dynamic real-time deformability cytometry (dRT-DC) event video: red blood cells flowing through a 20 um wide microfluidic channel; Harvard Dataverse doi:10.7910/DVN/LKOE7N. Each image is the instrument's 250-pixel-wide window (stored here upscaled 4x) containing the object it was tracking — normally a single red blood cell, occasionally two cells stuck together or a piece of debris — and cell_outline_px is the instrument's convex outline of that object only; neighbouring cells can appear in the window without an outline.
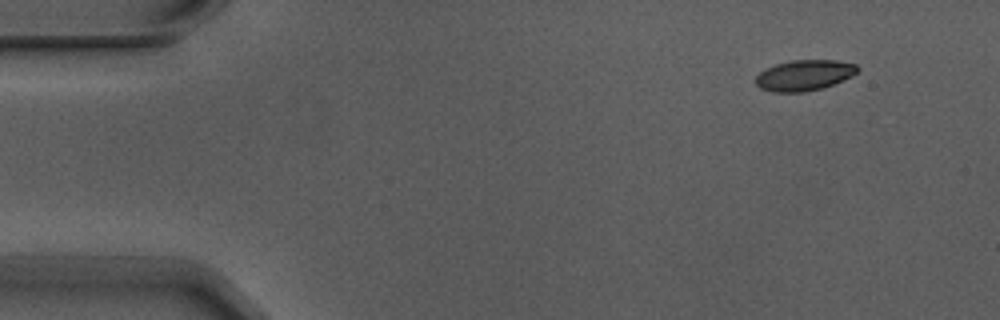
{"species": "Egyptian fruit bat (a non-hibernating species)", "species_latin": "Rousettus aegyptiacus", "temperature_condition": "warm", "stored_images_in_passage": 4, "camera_frame_rate_fps": 3000, "um_per_image_px": 0.085, "animal": {"sex": "male"}, "frame": {"image": 1, "passage_image": 1, "time_ms": 0.0, "image_size_px": [1000, 320], "cell_outline_px": [[860, 68], [852, 76], [824, 88], [804, 92], [772, 92], [760, 88], [756, 84], [756, 76], [764, 68], [776, 64], [792, 60], [836, 60], [856, 64]], "centroid_in_image_um": [68.36, 6.4], "position_along_channel_um": 16.6, "area_um2": 18.32}}
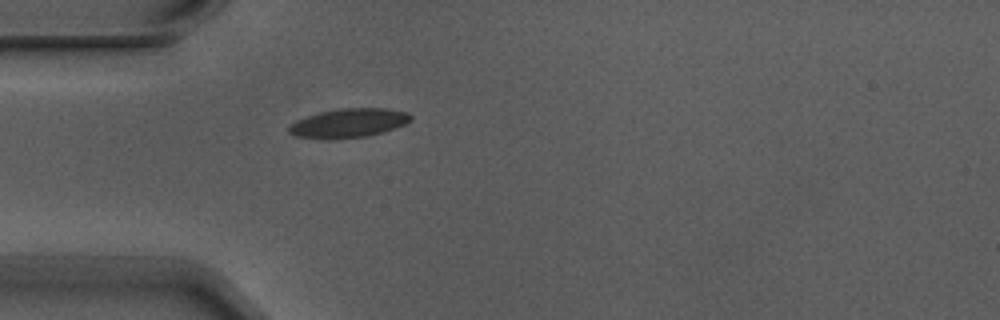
{"frame": {"image": 2, "passage_image": 4, "time_ms": 1.0, "image_size_px": [1000, 320], "cell_outline_px": [[412, 120], [396, 128], [368, 136], [296, 136], [288, 132], [288, 128], [296, 120], [320, 112], [340, 108], [384, 108], [408, 112], [412, 116]], "centroid_in_image_um": [29.73, 10.4], "position_along_channel_um": 55.3, "area_um2": 19.65}}